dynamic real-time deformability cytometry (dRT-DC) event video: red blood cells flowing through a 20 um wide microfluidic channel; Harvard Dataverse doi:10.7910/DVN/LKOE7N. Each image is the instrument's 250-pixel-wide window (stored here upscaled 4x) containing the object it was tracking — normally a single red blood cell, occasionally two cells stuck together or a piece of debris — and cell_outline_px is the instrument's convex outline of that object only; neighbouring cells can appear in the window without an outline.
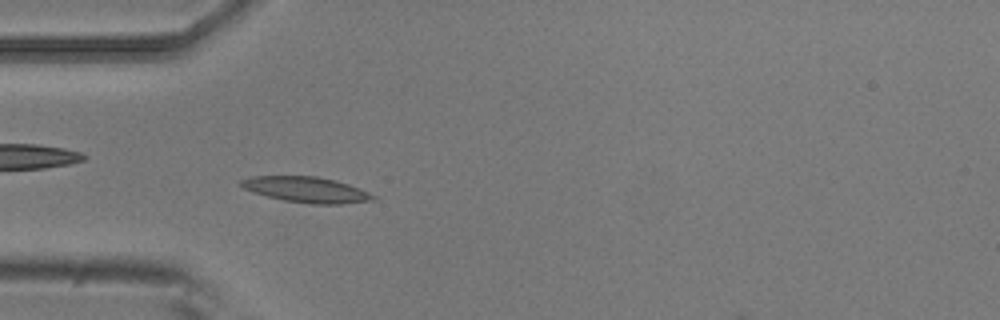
{"species": "common noctule bat (a hibernating species)", "species_latin": "Nyctalus noctula", "temperature_condition": "room temperature", "stored_images_in_passage": 5, "camera_frame_rate_fps": 3000, "um_per_image_px": 0.085, "animal": {"sex": "male", "body_mass_g": 20.5, "forearm_length_mm": 52.5}, "frame": {"image": 1, "passage_image": 5, "time_ms": 1.333, "image_size_px": [1000, 320], "cell_outline_px": [[376, 200], [340, 204], [312, 204], [284, 200], [268, 196], [244, 188], [236, 184], [240, 180], [252, 176], [316, 176], [336, 180], [348, 184], [368, 192], [376, 196]], "centroid_in_image_um": [26.04, 16.11], "position_along_channel_um": 59.0, "area_um2": 19.65}}